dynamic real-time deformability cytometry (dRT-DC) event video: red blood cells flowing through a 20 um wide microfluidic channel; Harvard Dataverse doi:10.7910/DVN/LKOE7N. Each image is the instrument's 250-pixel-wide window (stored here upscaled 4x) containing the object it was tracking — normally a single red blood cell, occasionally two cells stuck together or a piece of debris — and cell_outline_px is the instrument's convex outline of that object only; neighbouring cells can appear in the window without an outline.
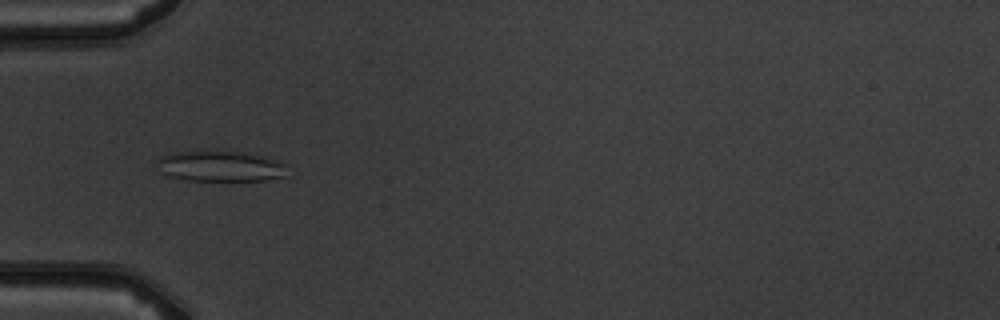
{"species": "common noctule bat (a hibernating species)", "species_latin": "Nyctalus noctula", "temperature_condition": "warm", "stored_images_in_passage": 6, "camera_frame_rate_fps": 3000, "um_per_image_px": 0.085, "animal": {"sex": "male", "body_mass_g": 19.5, "forearm_length_mm": 54.6}, "frame": {"image": 1, "passage_image": 4, "time_ms": 4.333, "image_size_px": [1000, 320], "cell_outline_px": [[288, 176], [264, 180], [188, 180], [168, 176], [164, 172], [156, 160], [160, 156], [168, 152], [240, 152], [276, 160], [284, 164]], "centroid_in_image_um": [18.72, 14.14], "position_along_channel_um": 66.3, "area_um2": 22.66}}